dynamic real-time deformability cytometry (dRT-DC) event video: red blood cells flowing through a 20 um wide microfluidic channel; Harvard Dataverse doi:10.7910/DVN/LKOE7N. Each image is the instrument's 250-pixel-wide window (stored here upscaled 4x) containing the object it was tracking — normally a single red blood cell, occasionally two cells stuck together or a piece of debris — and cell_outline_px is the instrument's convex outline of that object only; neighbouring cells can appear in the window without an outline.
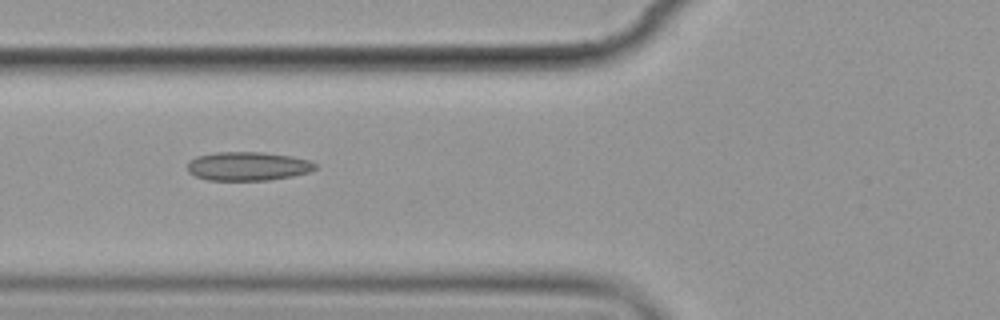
{"species": "common noctule bat (a hibernating species)", "species_latin": "Nyctalus noctula", "temperature_condition": "cold", "stored_images_in_passage": 8, "camera_frame_rate_fps": 3000, "um_per_image_px": 0.085, "animal": {"sex": "female", "body_mass_g": 19.9}, "frame": {"image": 1, "passage_image": 7, "time_ms": 7.0, "image_size_px": [1000, 320], "cell_outline_px": [[316, 168], [308, 172], [292, 176], [268, 180], [208, 180], [196, 176], [188, 172], [188, 160], [196, 156], [216, 152], [264, 152], [292, 156], [312, 160], [316, 164]], "centroid_in_image_um": [21.07, 14.12], "position_along_channel_um": 104.7, "area_um2": 21.56}}
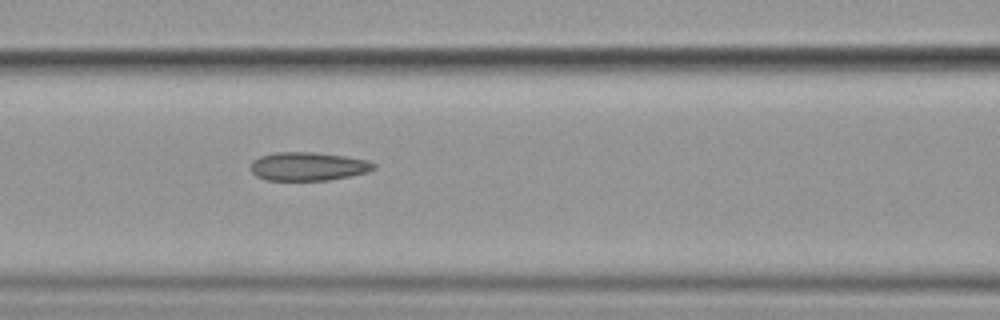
{"frame": {"image": 2, "passage_image": 8, "time_ms": 8.0, "image_size_px": [1000, 320], "cell_outline_px": [[376, 168], [368, 172], [352, 176], [328, 180], [264, 180], [256, 176], [252, 172], [252, 160], [260, 156], [276, 152], [312, 152], [344, 156], [368, 160], [376, 164]], "centroid_in_image_um": [26.21, 14.15], "position_along_channel_um": 140.4, "area_um2": 20.52}}